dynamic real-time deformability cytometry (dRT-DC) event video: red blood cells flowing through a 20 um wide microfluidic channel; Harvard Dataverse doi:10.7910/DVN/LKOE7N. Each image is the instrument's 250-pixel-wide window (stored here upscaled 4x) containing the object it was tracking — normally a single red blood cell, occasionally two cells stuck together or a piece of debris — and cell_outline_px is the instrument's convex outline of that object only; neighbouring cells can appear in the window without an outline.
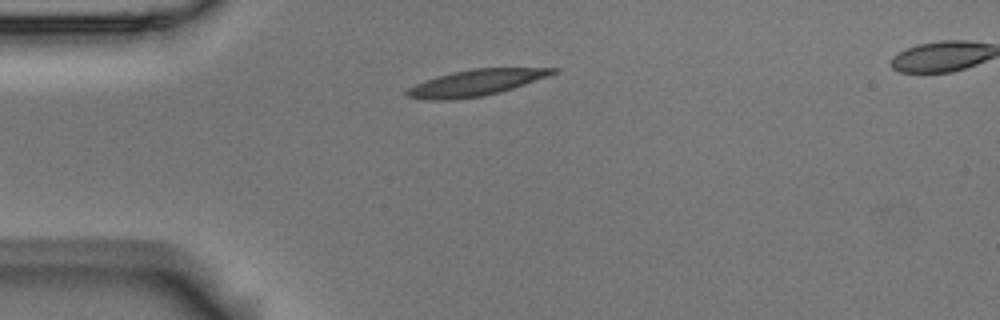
{"species": "Egyptian fruit bat (a non-hibernating species)", "species_latin": "Rousettus aegyptiacus", "temperature_condition": "room temperature", "stored_images_in_passage": 43, "camera_frame_rate_fps": 3000, "um_per_image_px": 0.085, "animal": {"sex": "male"}, "frame": {"image": 1, "passage_image": 1, "time_ms": 0.0, "image_size_px": [1000, 320], "cell_outline_px": [[560, 72], [500, 92], [480, 96], [448, 100], [428, 100], [408, 96], [404, 92], [408, 88], [424, 80], [436, 76], [452, 72], [472, 68], [560, 68]], "centroid_in_image_um": [40.45, 7.02], "position_along_channel_um": 44.6, "area_um2": 22.14}}
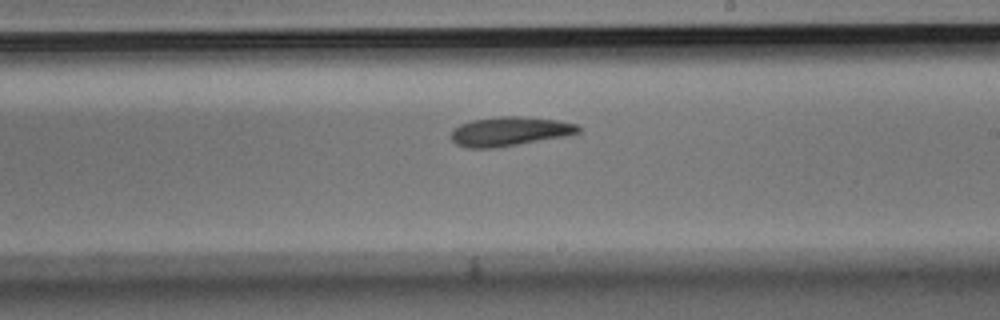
{"frame": {"image": 2, "passage_image": 19, "time_ms": 6.0, "image_size_px": [1000, 320], "cell_outline_px": [[580, 132], [564, 136], [496, 148], [468, 148], [456, 144], [452, 140], [452, 132], [460, 124], [472, 120], [500, 116], [520, 116], [560, 120], [576, 124], [580, 128]], "centroid_in_image_um": [43.32, 11.16], "position_along_channel_um": 245.7, "area_um2": 21.5}}
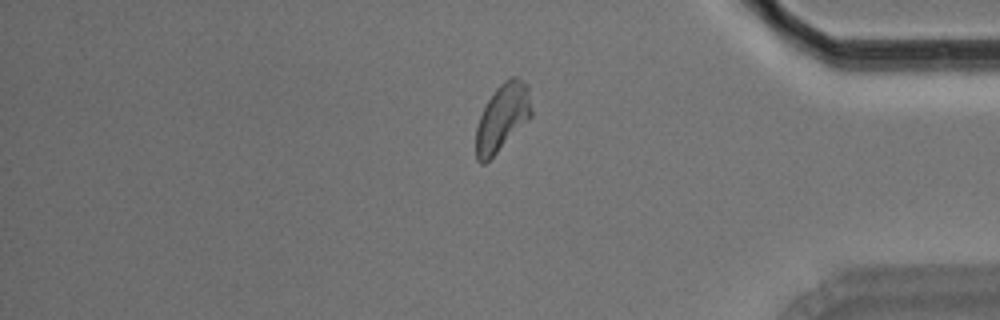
{"frame": {"image": 3, "passage_image": 33, "time_ms": 10.667, "image_size_px": [1000, 320], "cell_outline_px": [[532, 116], [484, 164], [480, 164], [476, 160], [476, 128], [480, 116], [488, 100], [496, 88], [504, 80], [512, 76], [516, 76], [528, 84], [532, 108]], "centroid_in_image_um": [42.71, 9.95], "position_along_channel_um": 392.5, "area_um2": 21.5}, "authors_computed_cell_mechanics": {"area_um2": 21.5594, "velocity_mm_per_s": 3.6681, "shape_relaxation_time_tau1_ms": 6.7754, "shape_relaxation_time_tau2_ms": 5.5174, "deformation_change_tau1": 0.1643, "deformation_change_tau2": 0.1419}}